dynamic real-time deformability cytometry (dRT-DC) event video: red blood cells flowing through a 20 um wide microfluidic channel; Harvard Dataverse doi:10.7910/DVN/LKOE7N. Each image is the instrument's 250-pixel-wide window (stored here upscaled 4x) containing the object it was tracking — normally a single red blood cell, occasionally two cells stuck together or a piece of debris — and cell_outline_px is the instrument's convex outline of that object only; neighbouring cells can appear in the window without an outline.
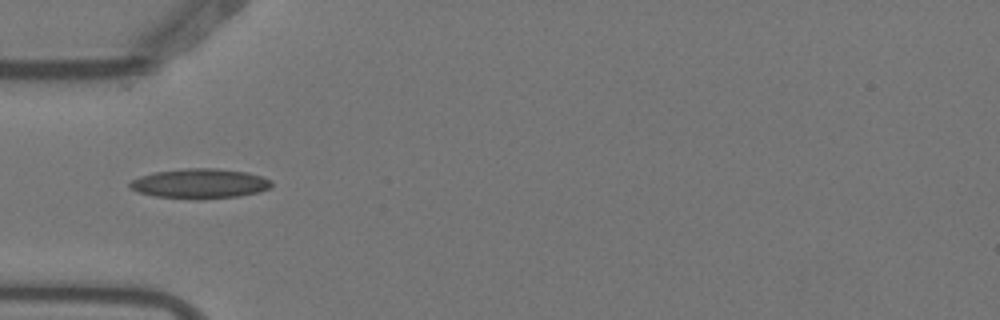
{"species": "Egyptian fruit bat (a non-hibernating species)", "species_latin": "Rousettus aegyptiacus", "temperature_condition": "warm", "stored_images_in_passage": 1, "camera_frame_rate_fps": 3000, "um_per_image_px": 0.085, "animal": {"sex": "female"}, "frame": {"image": 1, "passage_image": 1, "time_ms": 0.0, "image_size_px": [1000, 320], "cell_outline_px": [[272, 188], [260, 192], [240, 196], [200, 200], [192, 200], [156, 196], [136, 192], [128, 188], [128, 184], [132, 180], [140, 176], [156, 172], [188, 168], [216, 168], [248, 172], [272, 180]], "centroid_in_image_um": [17.0, 15.62], "position_along_channel_um": 68.0, "area_um2": 25.03}}